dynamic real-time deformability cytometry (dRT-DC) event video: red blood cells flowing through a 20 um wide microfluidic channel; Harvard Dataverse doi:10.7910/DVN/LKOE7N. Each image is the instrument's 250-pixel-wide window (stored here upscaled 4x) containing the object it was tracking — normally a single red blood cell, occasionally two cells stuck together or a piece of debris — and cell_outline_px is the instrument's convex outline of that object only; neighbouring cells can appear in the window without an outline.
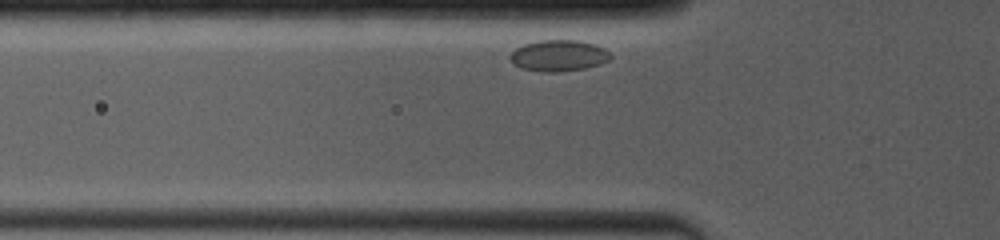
{"species": "common noctule bat (a hibernating species)", "species_latin": "Nyctalus noctula", "temperature_condition": "room temperature", "stored_images_in_passage": 9, "camera_frame_rate_fps": 4000, "um_per_image_px": 0.085, "animal": {"sex": "female", "body_mass_g": 19.0, "forearm_length_mm": 53.3}, "frame": {"image": 1, "passage_image": 3, "time_ms": 0.25, "image_size_px": [1000, 240], "cell_outline_px": [[612, 56], [608, 60], [600, 64], [584, 68], [556, 72], [544, 72], [520, 68], [512, 64], [508, 56], [516, 48], [524, 44], [540, 40], [580, 40], [596, 44], [604, 48]], "centroid_in_image_um": [47.46, 4.72], "position_along_channel_um": 78.3, "area_um2": 18.38}}